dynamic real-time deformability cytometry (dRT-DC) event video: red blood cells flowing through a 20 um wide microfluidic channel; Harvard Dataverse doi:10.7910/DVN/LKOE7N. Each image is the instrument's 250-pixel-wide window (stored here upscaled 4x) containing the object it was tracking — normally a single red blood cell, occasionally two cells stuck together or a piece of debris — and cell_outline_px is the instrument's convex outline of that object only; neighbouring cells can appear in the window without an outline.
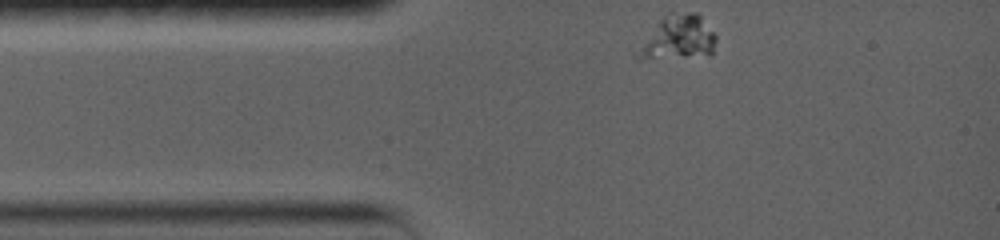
{"species": "common noctule bat (a hibernating species)", "species_latin": "Nyctalus noctula", "temperature_condition": "warm", "stored_images_in_passage": 39, "camera_frame_rate_fps": 5000, "um_per_image_px": 0.085, "animal": {"sex": "female", "body_mass_g": 19.0, "forearm_length_mm": 56.7}, "frame": {"image": 1, "passage_image": 1, "time_ms": 0.0, "image_size_px": [1000, 240], "cell_outline_px": [[716, 40], [712, 52], [708, 56], [636, 56], [636, 48], [660, 20], [668, 12], [696, 12], [700, 16], [716, 36]], "centroid_in_image_um": [57.68, 3.15], "position_along_channel_um": 27.3, "area_um2": 19.36}}
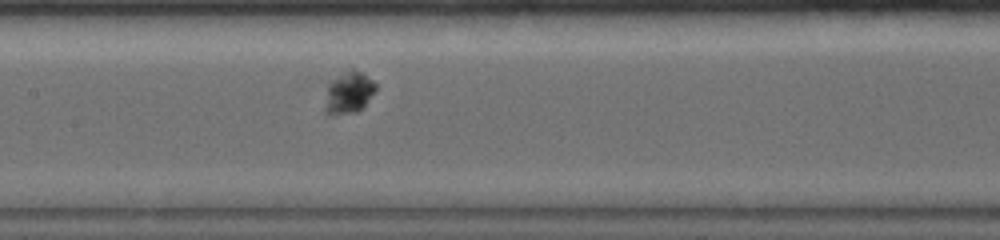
{"frame": {"image": 2, "passage_image": 11, "time_ms": 4.8, "image_size_px": [1000, 240], "cell_outline_px": [[376, 88], [364, 104], [360, 108], [328, 108], [328, 84], [332, 80], [352, 64], [364, 72], [376, 84]], "centroid_in_image_um": [29.77, 7.57], "position_along_channel_um": 177.6, "area_um2": 10.92}}
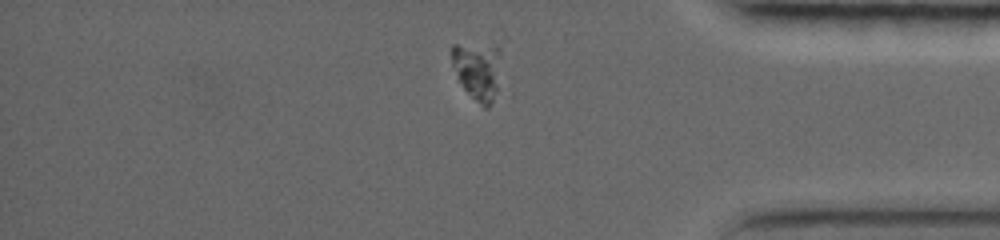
{"frame": {"image": 3, "passage_image": 34, "time_ms": 11.2, "image_size_px": [1000, 240], "cell_outline_px": [[500, 96], [488, 108], [484, 108], [464, 88], [452, 64], [452, 44], [456, 44], [500, 48]], "centroid_in_image_um": [40.68, 6.09], "position_along_channel_um": 394.5, "area_um2": 16.82}}